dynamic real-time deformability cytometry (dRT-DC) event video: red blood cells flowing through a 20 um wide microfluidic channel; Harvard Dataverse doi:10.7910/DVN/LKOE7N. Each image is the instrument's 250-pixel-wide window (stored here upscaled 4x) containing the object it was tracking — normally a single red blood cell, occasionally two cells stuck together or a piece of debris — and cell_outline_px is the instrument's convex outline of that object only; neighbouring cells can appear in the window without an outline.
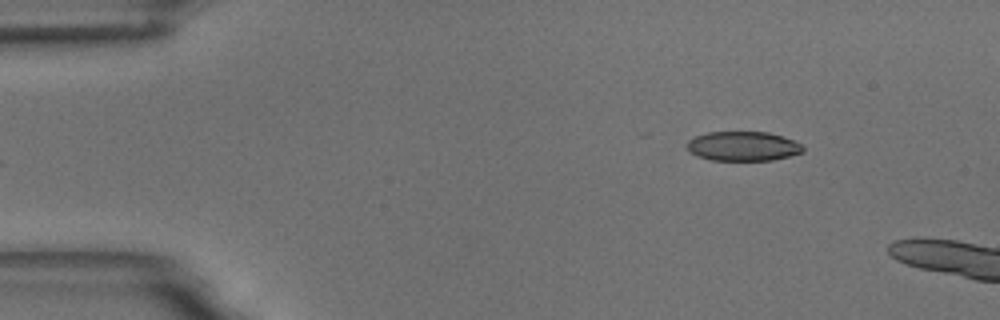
{"species": "common noctule bat (a hibernating species)", "species_latin": "Nyctalus noctula", "temperature_condition": "room temperature", "stored_images_in_passage": 6, "camera_frame_rate_fps": 3000, "um_per_image_px": 0.085, "animal": {"sex": "male", "body_mass_g": 18.8}, "frame": {"image": 1, "passage_image": 1, "time_ms": 0.0, "image_size_px": [1000, 320], "cell_outline_px": [[804, 152], [772, 160], [712, 160], [696, 156], [688, 152], [684, 144], [688, 140], [696, 136], [708, 132], [768, 132], [784, 136], [800, 144], [804, 148]], "centroid_in_image_um": [63.1, 12.42], "position_along_channel_um": 21.9, "area_um2": 20.06}}